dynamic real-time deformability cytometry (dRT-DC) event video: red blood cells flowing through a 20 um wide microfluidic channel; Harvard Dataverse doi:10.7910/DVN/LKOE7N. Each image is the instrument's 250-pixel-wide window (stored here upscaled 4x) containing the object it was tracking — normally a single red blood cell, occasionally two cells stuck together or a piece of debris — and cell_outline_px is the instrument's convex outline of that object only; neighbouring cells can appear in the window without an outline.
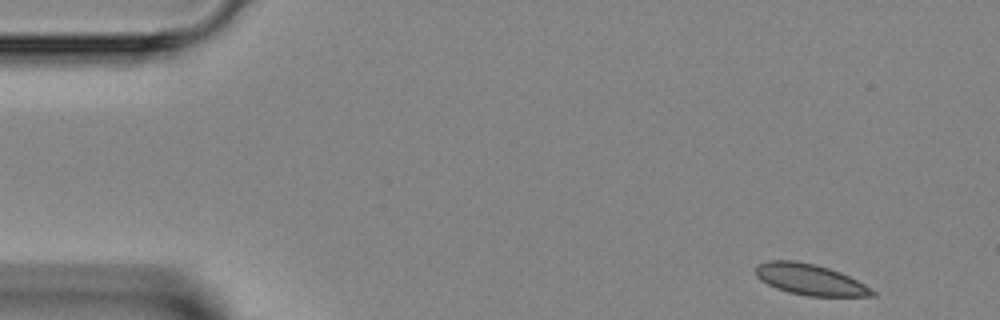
{"species": "Egyptian fruit bat (a non-hibernating species)", "species_latin": "Rousettus aegyptiacus", "temperature_condition": "room temperature", "stored_images_in_passage": 43, "camera_frame_rate_fps": 3000, "um_per_image_px": 0.085, "animal": {"sex": "female"}, "frame": {"image": 1, "passage_image": 1, "time_ms": 0.0, "image_size_px": [1000, 320], "cell_outline_px": [[876, 296], [808, 296], [788, 292], [776, 288], [760, 280], [756, 276], [756, 264], [768, 260], [796, 260], [816, 264], [840, 272], [872, 288], [876, 292]], "centroid_in_image_um": [68.83, 23.75], "position_along_channel_um": 16.2, "area_um2": 21.15}}
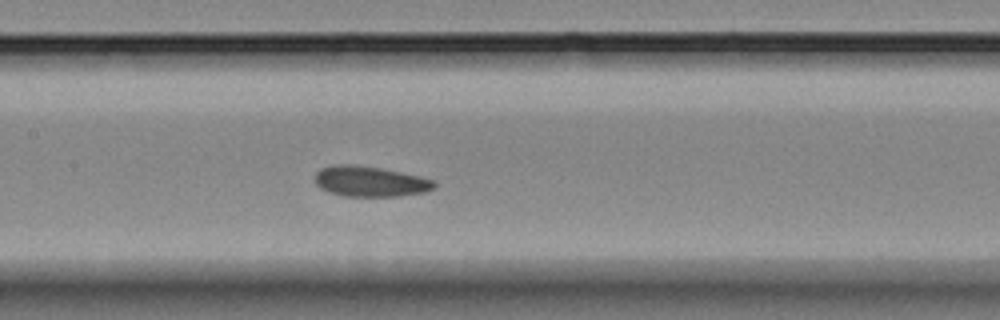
{"frame": {"image": 2, "passage_image": 19, "time_ms": 6.0, "image_size_px": [1000, 320], "cell_outline_px": [[436, 184], [432, 188], [424, 192], [400, 196], [344, 196], [328, 192], [320, 188], [316, 184], [316, 172], [320, 168], [332, 164], [352, 164], [380, 168], [420, 176], [432, 180]], "centroid_in_image_um": [31.41, 15.41], "position_along_channel_um": 176.0, "area_um2": 21.1}}
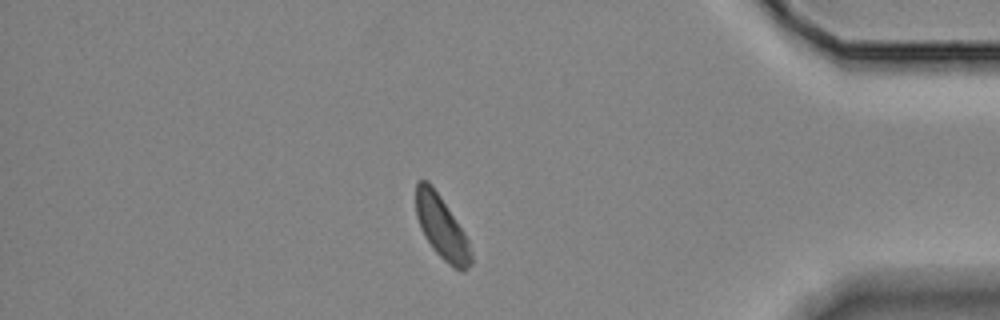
{"frame": {"image": 3, "passage_image": 37, "time_ms": 12.0, "image_size_px": [1000, 320], "cell_outline_px": [[472, 264], [464, 272], [460, 272], [448, 264], [432, 248], [424, 236], [420, 228], [416, 216], [416, 180], [428, 180], [432, 184], [464, 232], [468, 240], [472, 256]], "centroid_in_image_um": [37.54, 19.34], "position_along_channel_um": 397.7, "area_um2": 20.35}}